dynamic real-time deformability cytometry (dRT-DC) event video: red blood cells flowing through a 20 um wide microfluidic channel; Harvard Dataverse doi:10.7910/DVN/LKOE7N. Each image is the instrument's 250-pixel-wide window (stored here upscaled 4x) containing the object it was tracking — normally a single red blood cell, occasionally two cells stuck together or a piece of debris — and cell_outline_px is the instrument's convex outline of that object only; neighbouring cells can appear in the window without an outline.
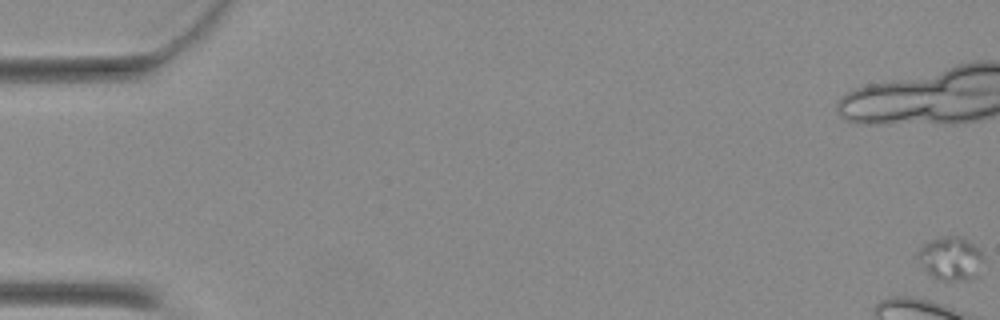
{"species": "Egyptian fruit bat (a non-hibernating species)", "species_latin": "Rousettus aegyptiacus", "temperature_condition": "warm", "stored_images_in_passage": 4, "camera_frame_rate_fps": 3000, "um_per_image_px": 0.085, "animal": {"sex": "female"}, "frame": {"image": 1, "passage_image": 1, "time_ms": 0.0, "image_size_px": [1000, 320], "cell_outline_px": [[984, 256], [976, 276], [972, 280], [944, 280], [932, 276], [916, 260], [916, 252], [924, 244], [932, 240], [944, 236], [956, 236], [980, 248]], "centroid_in_image_um": [80.79, 21.98], "position_along_channel_um": 4.2, "area_um2": 16.47}}